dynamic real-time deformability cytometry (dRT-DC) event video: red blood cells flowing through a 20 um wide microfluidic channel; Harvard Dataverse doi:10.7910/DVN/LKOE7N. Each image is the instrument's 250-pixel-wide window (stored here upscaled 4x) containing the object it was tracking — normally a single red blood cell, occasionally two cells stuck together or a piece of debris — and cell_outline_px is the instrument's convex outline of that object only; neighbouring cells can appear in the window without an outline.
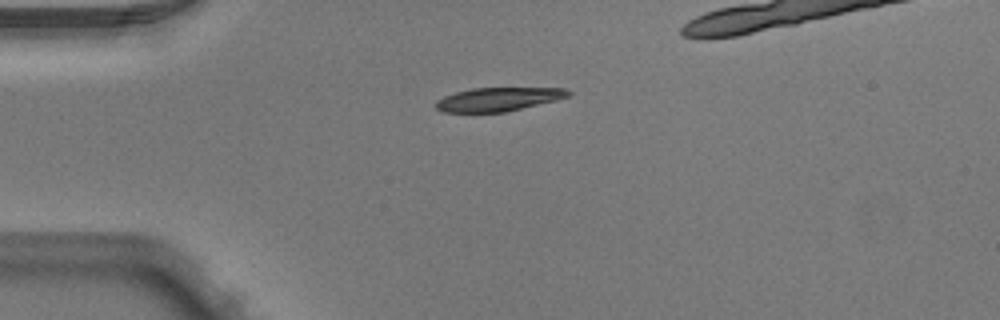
{"species": "Egyptian fruit bat (a non-hibernating species)", "species_latin": "Rousettus aegyptiacus", "temperature_condition": "warm", "stored_images_in_passage": 3, "camera_frame_rate_fps": 3000, "um_per_image_px": 0.085, "animal": {"sex": "male"}, "frame": {"image": 1, "passage_image": 1, "time_ms": 0.0, "image_size_px": [1000, 320], "cell_outline_px": [[572, 92], [568, 96], [556, 100], [504, 112], [444, 112], [436, 108], [436, 100], [444, 96], [456, 92], [472, 88], [564, 88]], "centroid_in_image_um": [42.33, 8.43], "position_along_channel_um": 42.7, "area_um2": 18.03}}
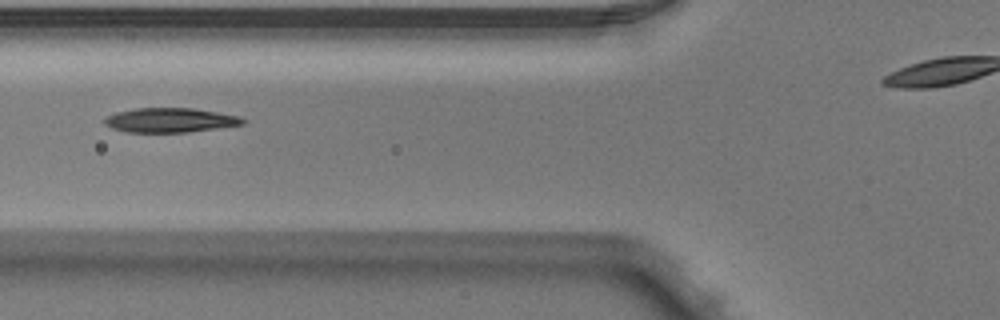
{"frame": {"image": 2, "passage_image": 3, "time_ms": 0.667, "image_size_px": [1000, 320], "cell_outline_px": [[248, 120], [244, 124], [188, 132], [128, 132], [112, 128], [104, 124], [104, 120], [108, 116], [116, 112], [136, 108], [192, 108], [240, 116]], "centroid_in_image_um": [14.48, 10.21], "position_along_channel_um": 111.3, "area_um2": 19.59}}